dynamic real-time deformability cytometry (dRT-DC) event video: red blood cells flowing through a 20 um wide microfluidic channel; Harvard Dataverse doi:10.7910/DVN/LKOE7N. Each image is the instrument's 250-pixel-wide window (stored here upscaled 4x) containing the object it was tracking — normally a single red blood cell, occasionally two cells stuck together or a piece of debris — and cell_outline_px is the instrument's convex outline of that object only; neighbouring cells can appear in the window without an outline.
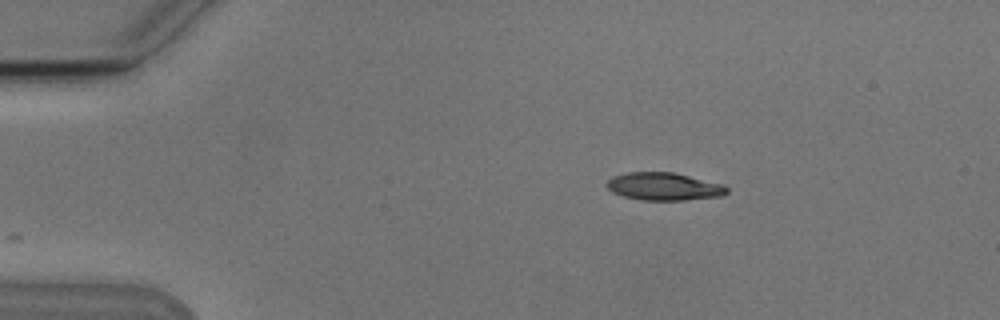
{"species": "Egyptian fruit bat (a non-hibernating species)", "species_latin": "Rousettus aegyptiacus", "temperature_condition": "cold", "stored_images_in_passage": 3, "camera_frame_rate_fps": 3000, "um_per_image_px": 0.085, "animal": {"sex": "male"}, "frame": {"image": 1, "passage_image": 3, "time_ms": 3.0, "image_size_px": [1000, 320], "cell_outline_px": [[728, 192], [724, 196], [684, 200], [640, 200], [624, 196], [612, 192], [604, 184], [612, 176], [628, 172], [676, 172], [724, 184], [728, 188]], "centroid_in_image_um": [56.46, 15.84], "position_along_channel_um": 28.5, "area_um2": 19.71}}